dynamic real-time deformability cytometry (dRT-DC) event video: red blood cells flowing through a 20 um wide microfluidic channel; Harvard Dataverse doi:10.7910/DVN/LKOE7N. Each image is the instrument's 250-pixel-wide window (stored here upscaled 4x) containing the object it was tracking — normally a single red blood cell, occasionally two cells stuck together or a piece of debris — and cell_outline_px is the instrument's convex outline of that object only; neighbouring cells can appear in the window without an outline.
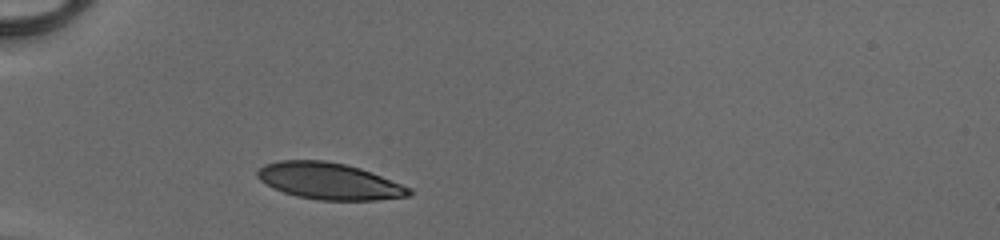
{"species": "human", "species_latin": "Homo sapiens", "temperature_condition": "cold", "stored_images_in_passage": 29, "camera_frame_rate_fps": 3000, "um_per_image_px": 0.085, "donor": {"sex": "male"}, "frame": {"image": 1, "passage_image": 1, "time_ms": 0.0, "image_size_px": [1000, 240], "cell_outline_px": [[412, 196], [376, 200], [320, 200], [296, 196], [272, 188], [260, 180], [256, 176], [256, 172], [264, 164], [280, 160], [324, 160], [344, 164], [360, 168], [412, 188]], "centroid_in_image_um": [27.98, 15.4], "position_along_channel_um": 57.0, "area_um2": 32.37}}
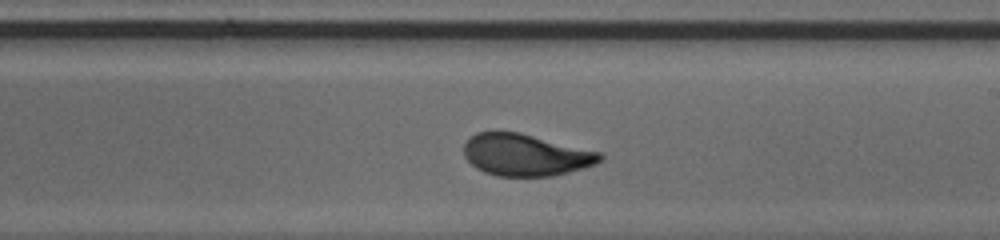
{"frame": {"image": 2, "passage_image": 16, "time_ms": 5.0, "image_size_px": [1000, 240], "cell_outline_px": [[604, 156], [596, 164], [568, 172], [552, 176], [496, 176], [484, 172], [476, 168], [464, 156], [464, 144], [476, 132], [520, 132], [600, 152]], "centroid_in_image_um": [44.67, 13.17], "position_along_channel_um": 244.3, "area_um2": 33.06}}
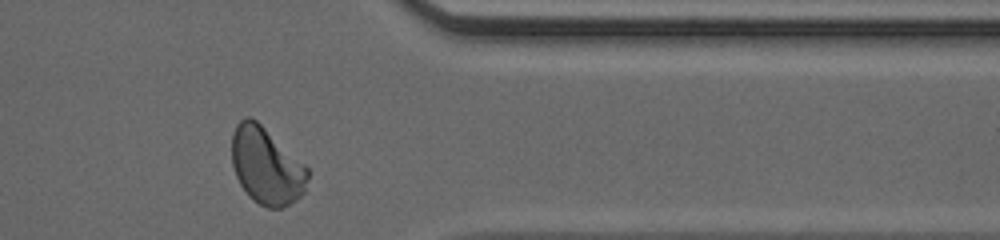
{"frame": {"image": 3, "passage_image": 27, "time_ms": 8.667, "image_size_px": [1000, 240], "cell_outline_px": [[308, 176], [304, 192], [296, 200], [280, 208], [268, 208], [252, 200], [240, 184], [236, 176], [232, 164], [232, 132], [236, 124], [244, 116], [248, 116], [256, 120], [304, 164], [308, 168]], "centroid_in_image_um": [22.62, 14.1], "position_along_channel_um": 388.8, "area_um2": 33.76}, "authors_computed_cell_mechanics": {"area_um2": 33.5818, "velocity_mm_per_s": 4.1079, "shape_relaxation_time_tau1_ms": 2.6513, "shape_relaxation_time_tau2_ms": null, "deformation_change_tau1": 0.1605, "deformation_change_tau2": null}}